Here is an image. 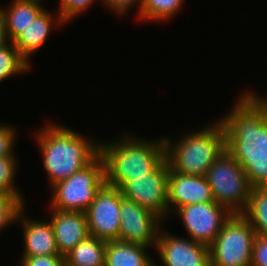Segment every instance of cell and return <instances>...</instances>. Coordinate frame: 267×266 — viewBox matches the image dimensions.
Segmentation results:
<instances>
[{
	"label": "cell",
	"mask_w": 267,
	"mask_h": 266,
	"mask_svg": "<svg viewBox=\"0 0 267 266\" xmlns=\"http://www.w3.org/2000/svg\"><path fill=\"white\" fill-rule=\"evenodd\" d=\"M113 143H101L106 184L120 189L132 178L145 177L165 160L164 139L149 141L125 135Z\"/></svg>",
	"instance_id": "3957f363"
},
{
	"label": "cell",
	"mask_w": 267,
	"mask_h": 266,
	"mask_svg": "<svg viewBox=\"0 0 267 266\" xmlns=\"http://www.w3.org/2000/svg\"><path fill=\"white\" fill-rule=\"evenodd\" d=\"M6 42H7V38L5 35L4 24H3L2 18L0 16V46Z\"/></svg>",
	"instance_id": "f546056e"
},
{
	"label": "cell",
	"mask_w": 267,
	"mask_h": 266,
	"mask_svg": "<svg viewBox=\"0 0 267 266\" xmlns=\"http://www.w3.org/2000/svg\"><path fill=\"white\" fill-rule=\"evenodd\" d=\"M50 223L57 249L63 256L89 236L87 217L84 212L52 209Z\"/></svg>",
	"instance_id": "5bb4252c"
},
{
	"label": "cell",
	"mask_w": 267,
	"mask_h": 266,
	"mask_svg": "<svg viewBox=\"0 0 267 266\" xmlns=\"http://www.w3.org/2000/svg\"><path fill=\"white\" fill-rule=\"evenodd\" d=\"M37 142L51 187L82 170L100 154L99 144L56 124L38 131Z\"/></svg>",
	"instance_id": "7a4b0ae2"
},
{
	"label": "cell",
	"mask_w": 267,
	"mask_h": 266,
	"mask_svg": "<svg viewBox=\"0 0 267 266\" xmlns=\"http://www.w3.org/2000/svg\"><path fill=\"white\" fill-rule=\"evenodd\" d=\"M148 246L109 241L106 244L105 266H156L146 253Z\"/></svg>",
	"instance_id": "ac0fdd59"
},
{
	"label": "cell",
	"mask_w": 267,
	"mask_h": 266,
	"mask_svg": "<svg viewBox=\"0 0 267 266\" xmlns=\"http://www.w3.org/2000/svg\"><path fill=\"white\" fill-rule=\"evenodd\" d=\"M122 198L118 188L107 184L102 187L85 212L90 236L106 242L119 239Z\"/></svg>",
	"instance_id": "9c48e42d"
},
{
	"label": "cell",
	"mask_w": 267,
	"mask_h": 266,
	"mask_svg": "<svg viewBox=\"0 0 267 266\" xmlns=\"http://www.w3.org/2000/svg\"><path fill=\"white\" fill-rule=\"evenodd\" d=\"M242 215L258 236L267 237V186L252 188L248 205Z\"/></svg>",
	"instance_id": "ffe728a7"
},
{
	"label": "cell",
	"mask_w": 267,
	"mask_h": 266,
	"mask_svg": "<svg viewBox=\"0 0 267 266\" xmlns=\"http://www.w3.org/2000/svg\"><path fill=\"white\" fill-rule=\"evenodd\" d=\"M256 232L242 214H232L209 245L210 266H251Z\"/></svg>",
	"instance_id": "52a82bcc"
},
{
	"label": "cell",
	"mask_w": 267,
	"mask_h": 266,
	"mask_svg": "<svg viewBox=\"0 0 267 266\" xmlns=\"http://www.w3.org/2000/svg\"><path fill=\"white\" fill-rule=\"evenodd\" d=\"M16 129L8 124L0 123V157H15L13 145L15 143Z\"/></svg>",
	"instance_id": "484cf974"
},
{
	"label": "cell",
	"mask_w": 267,
	"mask_h": 266,
	"mask_svg": "<svg viewBox=\"0 0 267 266\" xmlns=\"http://www.w3.org/2000/svg\"><path fill=\"white\" fill-rule=\"evenodd\" d=\"M138 2L139 10L142 5V0H103V3L109 7L110 10L123 15L125 12L130 10V7L133 6L134 3Z\"/></svg>",
	"instance_id": "f1b7e54d"
},
{
	"label": "cell",
	"mask_w": 267,
	"mask_h": 266,
	"mask_svg": "<svg viewBox=\"0 0 267 266\" xmlns=\"http://www.w3.org/2000/svg\"><path fill=\"white\" fill-rule=\"evenodd\" d=\"M17 170V159L15 157H0V191L21 195L14 187V178Z\"/></svg>",
	"instance_id": "cb8c5ba5"
},
{
	"label": "cell",
	"mask_w": 267,
	"mask_h": 266,
	"mask_svg": "<svg viewBox=\"0 0 267 266\" xmlns=\"http://www.w3.org/2000/svg\"><path fill=\"white\" fill-rule=\"evenodd\" d=\"M205 178L216 203L232 214L245 211L253 187L242 166L227 151L212 164Z\"/></svg>",
	"instance_id": "8992f818"
},
{
	"label": "cell",
	"mask_w": 267,
	"mask_h": 266,
	"mask_svg": "<svg viewBox=\"0 0 267 266\" xmlns=\"http://www.w3.org/2000/svg\"><path fill=\"white\" fill-rule=\"evenodd\" d=\"M168 161L165 159L145 177L132 178L119 190L124 198L150 210L162 220L168 212Z\"/></svg>",
	"instance_id": "ba28073f"
},
{
	"label": "cell",
	"mask_w": 267,
	"mask_h": 266,
	"mask_svg": "<svg viewBox=\"0 0 267 266\" xmlns=\"http://www.w3.org/2000/svg\"><path fill=\"white\" fill-rule=\"evenodd\" d=\"M105 184V162L99 154L82 170L51 187V207L59 211L85 213Z\"/></svg>",
	"instance_id": "5b68a950"
},
{
	"label": "cell",
	"mask_w": 267,
	"mask_h": 266,
	"mask_svg": "<svg viewBox=\"0 0 267 266\" xmlns=\"http://www.w3.org/2000/svg\"><path fill=\"white\" fill-rule=\"evenodd\" d=\"M21 195H14L0 191V230L17 221L18 214L24 209Z\"/></svg>",
	"instance_id": "603a6c76"
},
{
	"label": "cell",
	"mask_w": 267,
	"mask_h": 266,
	"mask_svg": "<svg viewBox=\"0 0 267 266\" xmlns=\"http://www.w3.org/2000/svg\"><path fill=\"white\" fill-rule=\"evenodd\" d=\"M93 2L94 0H60L58 14L66 24L67 21H72V18L82 14Z\"/></svg>",
	"instance_id": "d4e9b609"
},
{
	"label": "cell",
	"mask_w": 267,
	"mask_h": 266,
	"mask_svg": "<svg viewBox=\"0 0 267 266\" xmlns=\"http://www.w3.org/2000/svg\"><path fill=\"white\" fill-rule=\"evenodd\" d=\"M24 212L25 211L22 209L17 217V221H23L22 225L24 228L25 242L23 256H46L59 254L50 221L39 222L28 219L24 217ZM19 218L22 219L20 220Z\"/></svg>",
	"instance_id": "9a60e30c"
},
{
	"label": "cell",
	"mask_w": 267,
	"mask_h": 266,
	"mask_svg": "<svg viewBox=\"0 0 267 266\" xmlns=\"http://www.w3.org/2000/svg\"><path fill=\"white\" fill-rule=\"evenodd\" d=\"M183 3L184 0H142L138 18L147 21H167L174 17Z\"/></svg>",
	"instance_id": "44dd1931"
},
{
	"label": "cell",
	"mask_w": 267,
	"mask_h": 266,
	"mask_svg": "<svg viewBox=\"0 0 267 266\" xmlns=\"http://www.w3.org/2000/svg\"><path fill=\"white\" fill-rule=\"evenodd\" d=\"M223 117L226 151L242 166L253 188L267 186V98L242 94Z\"/></svg>",
	"instance_id": "6da1fadb"
},
{
	"label": "cell",
	"mask_w": 267,
	"mask_h": 266,
	"mask_svg": "<svg viewBox=\"0 0 267 266\" xmlns=\"http://www.w3.org/2000/svg\"><path fill=\"white\" fill-rule=\"evenodd\" d=\"M43 10L41 0H14L8 9L1 7L7 41H13Z\"/></svg>",
	"instance_id": "e0dca14e"
},
{
	"label": "cell",
	"mask_w": 267,
	"mask_h": 266,
	"mask_svg": "<svg viewBox=\"0 0 267 266\" xmlns=\"http://www.w3.org/2000/svg\"><path fill=\"white\" fill-rule=\"evenodd\" d=\"M168 211L172 205L174 211L179 207L215 202L211 187L205 176L180 174L173 171L168 164Z\"/></svg>",
	"instance_id": "4fadbf2b"
},
{
	"label": "cell",
	"mask_w": 267,
	"mask_h": 266,
	"mask_svg": "<svg viewBox=\"0 0 267 266\" xmlns=\"http://www.w3.org/2000/svg\"><path fill=\"white\" fill-rule=\"evenodd\" d=\"M55 22V23H54ZM65 24L60 15L56 19L47 10H43L30 25L23 30L12 42L17 48L19 54L29 63L31 54L37 51L47 41V37L52 32L53 25Z\"/></svg>",
	"instance_id": "2e32d148"
},
{
	"label": "cell",
	"mask_w": 267,
	"mask_h": 266,
	"mask_svg": "<svg viewBox=\"0 0 267 266\" xmlns=\"http://www.w3.org/2000/svg\"><path fill=\"white\" fill-rule=\"evenodd\" d=\"M29 69L30 63L19 54L12 41L0 46V81Z\"/></svg>",
	"instance_id": "7402d4cb"
},
{
	"label": "cell",
	"mask_w": 267,
	"mask_h": 266,
	"mask_svg": "<svg viewBox=\"0 0 267 266\" xmlns=\"http://www.w3.org/2000/svg\"><path fill=\"white\" fill-rule=\"evenodd\" d=\"M193 241L209 246L232 213L216 202L196 203L176 210Z\"/></svg>",
	"instance_id": "30bf717a"
},
{
	"label": "cell",
	"mask_w": 267,
	"mask_h": 266,
	"mask_svg": "<svg viewBox=\"0 0 267 266\" xmlns=\"http://www.w3.org/2000/svg\"><path fill=\"white\" fill-rule=\"evenodd\" d=\"M251 266H267V237L256 235L253 244Z\"/></svg>",
	"instance_id": "83f0119b"
},
{
	"label": "cell",
	"mask_w": 267,
	"mask_h": 266,
	"mask_svg": "<svg viewBox=\"0 0 267 266\" xmlns=\"http://www.w3.org/2000/svg\"><path fill=\"white\" fill-rule=\"evenodd\" d=\"M197 132L183 135L172 143L163 138L165 159L169 167L180 174L205 176L212 164L226 151V136L221 120ZM174 144V145H173Z\"/></svg>",
	"instance_id": "277c9868"
},
{
	"label": "cell",
	"mask_w": 267,
	"mask_h": 266,
	"mask_svg": "<svg viewBox=\"0 0 267 266\" xmlns=\"http://www.w3.org/2000/svg\"><path fill=\"white\" fill-rule=\"evenodd\" d=\"M106 244L89 235L65 255V266H105Z\"/></svg>",
	"instance_id": "d6986e66"
},
{
	"label": "cell",
	"mask_w": 267,
	"mask_h": 266,
	"mask_svg": "<svg viewBox=\"0 0 267 266\" xmlns=\"http://www.w3.org/2000/svg\"><path fill=\"white\" fill-rule=\"evenodd\" d=\"M22 266H65V256L61 254L46 256H23Z\"/></svg>",
	"instance_id": "4316f807"
},
{
	"label": "cell",
	"mask_w": 267,
	"mask_h": 266,
	"mask_svg": "<svg viewBox=\"0 0 267 266\" xmlns=\"http://www.w3.org/2000/svg\"><path fill=\"white\" fill-rule=\"evenodd\" d=\"M155 249L166 266H210L209 246L167 231H159Z\"/></svg>",
	"instance_id": "7c38bea8"
},
{
	"label": "cell",
	"mask_w": 267,
	"mask_h": 266,
	"mask_svg": "<svg viewBox=\"0 0 267 266\" xmlns=\"http://www.w3.org/2000/svg\"><path fill=\"white\" fill-rule=\"evenodd\" d=\"M163 221L155 213L126 198L121 199L119 241L156 246Z\"/></svg>",
	"instance_id": "8fae6325"
}]
</instances>
